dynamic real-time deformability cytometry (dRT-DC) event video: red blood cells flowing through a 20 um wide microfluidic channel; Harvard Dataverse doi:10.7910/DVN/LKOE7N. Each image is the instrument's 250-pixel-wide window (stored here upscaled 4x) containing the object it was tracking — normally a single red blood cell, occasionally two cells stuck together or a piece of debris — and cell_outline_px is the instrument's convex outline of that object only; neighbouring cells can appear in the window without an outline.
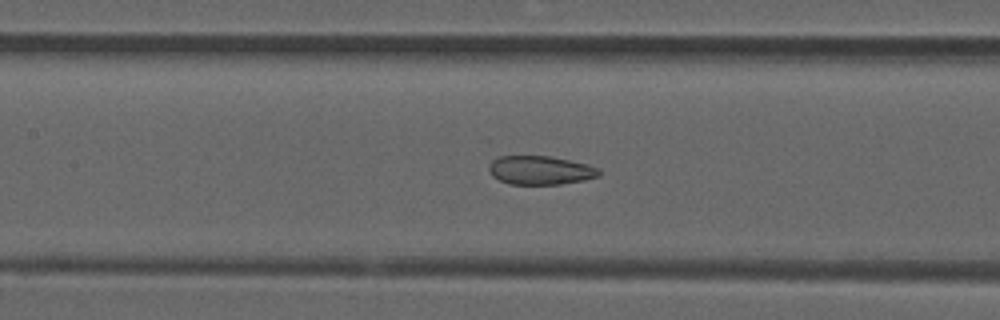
{"species": "common noctule bat (a hibernating species)", "species_latin": "Nyctalus noctula", "temperature_condition": "room temperature", "stored_images_in_passage": 39, "camera_frame_rate_fps": 3000, "um_per_image_px": 0.085, "animal": {"sex": "male", "forearm_length_mm": 52.5}, "frame": {"image": 1, "passage_image": 11, "time_ms": 3.333, "image_size_px": [1000, 320], "cell_outline_px": [[600, 176], [584, 180], [560, 184], [508, 184], [492, 176], [488, 168], [488, 164], [492, 160], [500, 156], [552, 156], [600, 168]], "centroid_in_image_um": [45.9, 14.47], "position_along_channel_um": 161.5, "area_um2": 18.44}}
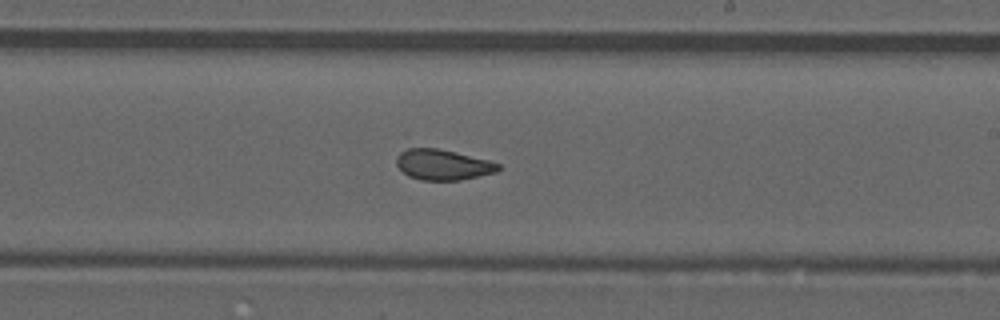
{"frame": {"image": 2, "passage_image": 18, "time_ms": 5.667, "image_size_px": [1000, 320], "cell_outline_px": [[500, 168], [496, 172], [460, 180], [420, 180], [408, 176], [396, 164], [396, 156], [400, 152], [412, 144], [436, 148], [456, 152], [488, 160], [500, 164]], "centroid_in_image_um": [37.57, 13.96], "position_along_channel_um": 251.4, "area_um2": 18.5}}
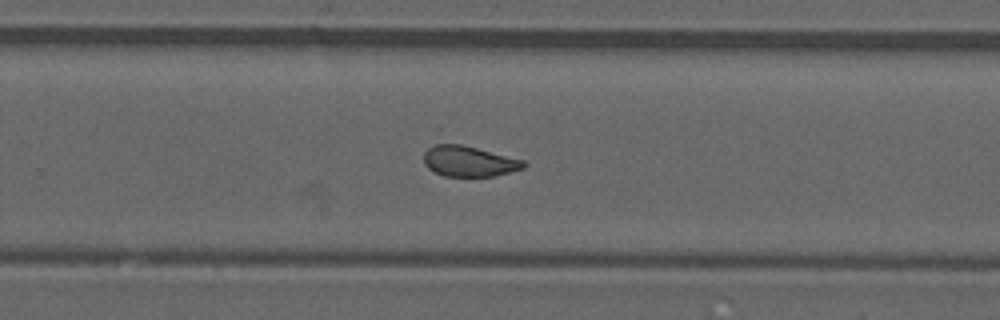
{"frame": {"image": 3, "passage_image": 21, "time_ms": 6.667, "image_size_px": [1000, 320], "cell_outline_px": [[528, 164], [524, 168], [492, 176], [444, 176], [428, 168], [424, 164], [424, 152], [428, 148], [444, 140], [524, 160]], "centroid_in_image_um": [39.82, 13.68], "position_along_channel_um": 290.0, "area_um2": 17.92}, "authors_computed_cell_mechanics": {"area_um2": 18.7272, "velocity_mm_per_s": 3.8729, "shape_relaxation_time_tau1_ms": null, "shape_relaxation_time_tau2_ms": 1.2939, "deformation_change_tau1": null, "deformation_change_tau2": 0.0766}}